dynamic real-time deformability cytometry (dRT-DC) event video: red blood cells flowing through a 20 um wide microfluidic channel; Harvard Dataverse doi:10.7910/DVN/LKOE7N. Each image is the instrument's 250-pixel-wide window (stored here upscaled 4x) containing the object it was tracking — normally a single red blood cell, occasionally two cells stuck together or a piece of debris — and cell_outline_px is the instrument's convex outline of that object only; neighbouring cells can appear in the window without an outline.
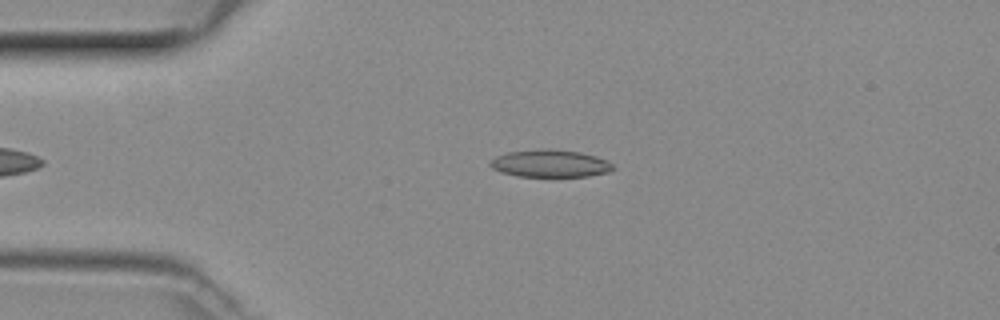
{"species": "common noctule bat (a hibernating species)", "species_latin": "Nyctalus noctula", "temperature_condition": "room temperature", "stored_images_in_passage": 35, "camera_frame_rate_fps": 3000, "um_per_image_px": 0.085, "animal": {"sex": "female", "body_mass_g": 29.2, "forearm_length_mm": 56.3}, "frame": {"image": 1, "passage_image": 2, "time_ms": 0.333, "image_size_px": [1000, 320], "cell_outline_px": [[616, 168], [608, 172], [588, 176], [516, 176], [500, 172], [492, 168], [488, 164], [488, 160], [496, 156], [508, 152], [544, 148], [580, 152], [596, 156], [608, 160]], "centroid_in_image_um": [46.74, 13.89], "position_along_channel_um": 38.3, "area_um2": 19.77}}
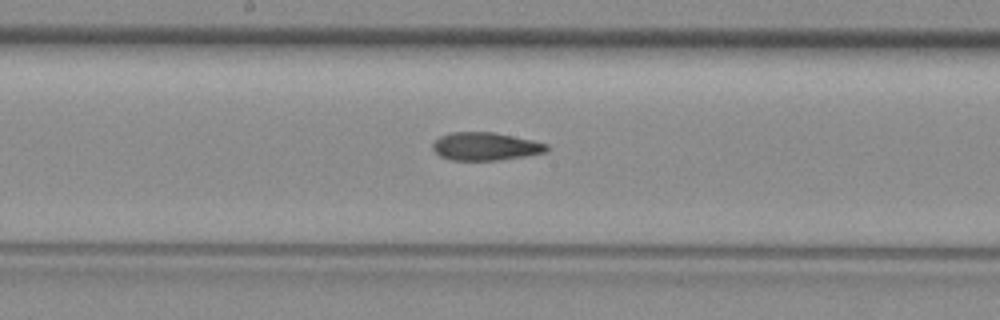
{"frame": {"image": 2, "passage_image": 16, "time_ms": 5.0, "image_size_px": [1000, 320], "cell_outline_px": [[548, 152], [524, 156], [496, 160], [452, 160], [440, 156], [432, 148], [432, 144], [440, 136], [452, 132], [492, 132], [532, 140], [548, 144]], "centroid_in_image_um": [41.26, 12.44], "position_along_channel_um": 206.9, "area_um2": 18.44}}
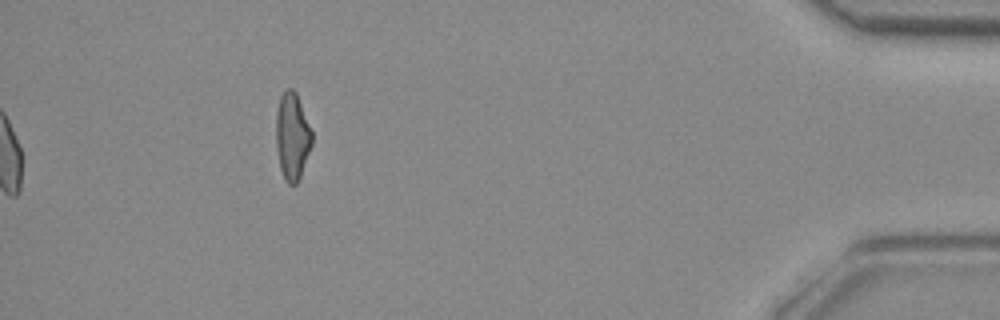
{"frame": {"image": 3, "passage_image": 35, "time_ms": 11.333, "image_size_px": [1000, 320], "cell_outline_px": [[312, 144], [300, 176], [296, 184], [288, 184], [284, 180], [280, 168], [276, 148], [276, 112], [280, 96], [288, 88], [292, 88], [296, 92], [312, 132]], "centroid_in_image_um": [24.82, 11.59], "position_along_channel_um": 410.4, "area_um2": 18.15}}